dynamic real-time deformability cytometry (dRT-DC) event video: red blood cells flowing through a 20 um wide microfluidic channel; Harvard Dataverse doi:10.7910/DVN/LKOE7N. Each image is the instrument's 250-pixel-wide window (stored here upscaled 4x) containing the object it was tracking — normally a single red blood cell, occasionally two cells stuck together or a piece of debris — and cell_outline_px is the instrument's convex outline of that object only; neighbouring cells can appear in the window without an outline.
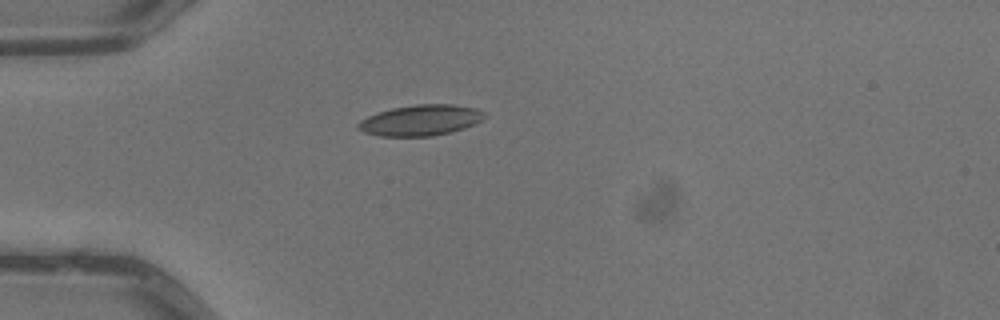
{"species": "common noctule bat (a hibernating species)", "species_latin": "Nyctalus noctula", "temperature_condition": "warm", "stored_images_in_passage": 2, "camera_frame_rate_fps": 3000, "um_per_image_px": 0.085, "animal": {"sex": "male", "body_mass_g": 13.3}, "frame": {"image": 1, "passage_image": 2, "time_ms": 0.333, "image_size_px": [1000, 320], "cell_outline_px": [[488, 116], [464, 128], [452, 132], [432, 136], [380, 136], [364, 132], [356, 128], [356, 124], [360, 120], [368, 116], [392, 108], [416, 104], [452, 104], [476, 108], [484, 112]], "centroid_in_image_um": [35.75, 10.22], "position_along_channel_um": 49.3, "area_um2": 22.66}}